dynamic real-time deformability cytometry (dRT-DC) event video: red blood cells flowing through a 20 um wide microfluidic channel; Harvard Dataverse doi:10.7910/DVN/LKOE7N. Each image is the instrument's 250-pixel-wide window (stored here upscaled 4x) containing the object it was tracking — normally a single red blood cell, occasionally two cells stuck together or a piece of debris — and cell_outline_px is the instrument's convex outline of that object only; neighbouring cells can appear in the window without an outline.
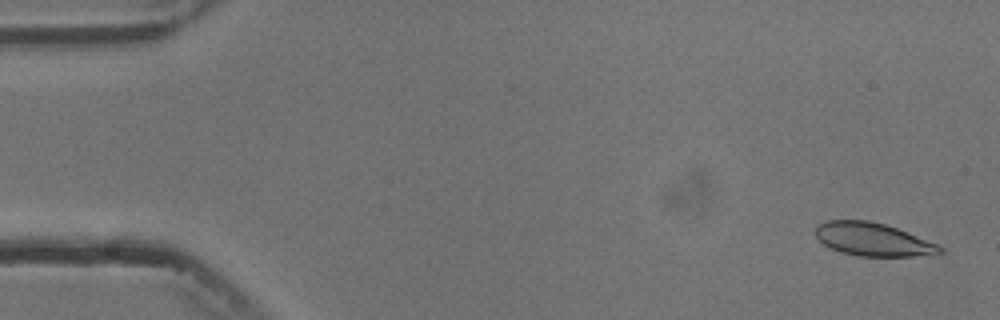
{"species": "common noctule bat (a hibernating species)", "species_latin": "Nyctalus noctula", "temperature_condition": "cold", "stored_images_in_passage": 5, "camera_frame_rate_fps": 3000, "um_per_image_px": 0.085, "animal": {"sex": "male", "body_mass_g": 13.3}, "frame": {"image": 1, "passage_image": 1, "time_ms": 0.0, "image_size_px": [1000, 320], "cell_outline_px": [[944, 252], [936, 256], [856, 256], [840, 252], [824, 244], [816, 236], [816, 224], [828, 220], [868, 220], [884, 224], [896, 228], [936, 244], [944, 248]], "centroid_in_image_um": [74.22, 20.36], "position_along_channel_um": 10.8, "area_um2": 24.04}}
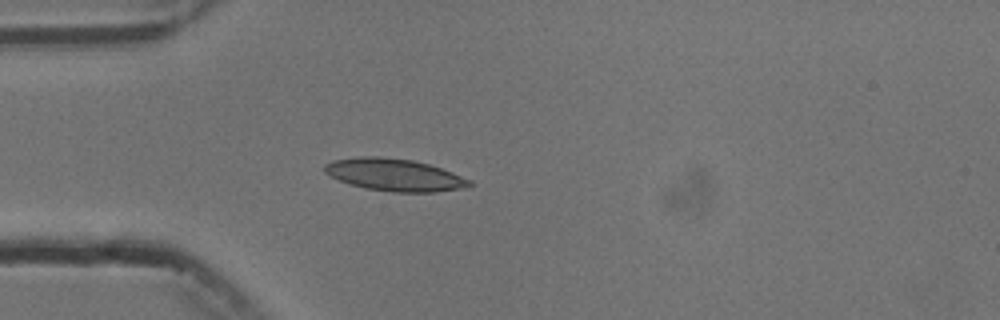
{"frame": {"image": 2, "passage_image": 5, "time_ms": 4.333, "image_size_px": [1000, 320], "cell_outline_px": [[472, 184], [460, 188], [436, 192], [392, 192], [364, 188], [340, 180], [324, 172], [324, 164], [332, 160], [360, 156], [376, 156], [412, 160], [428, 164], [452, 172], [472, 180]], "centroid_in_image_um": [33.51, 14.86], "position_along_channel_um": 51.5, "area_um2": 27.05}}